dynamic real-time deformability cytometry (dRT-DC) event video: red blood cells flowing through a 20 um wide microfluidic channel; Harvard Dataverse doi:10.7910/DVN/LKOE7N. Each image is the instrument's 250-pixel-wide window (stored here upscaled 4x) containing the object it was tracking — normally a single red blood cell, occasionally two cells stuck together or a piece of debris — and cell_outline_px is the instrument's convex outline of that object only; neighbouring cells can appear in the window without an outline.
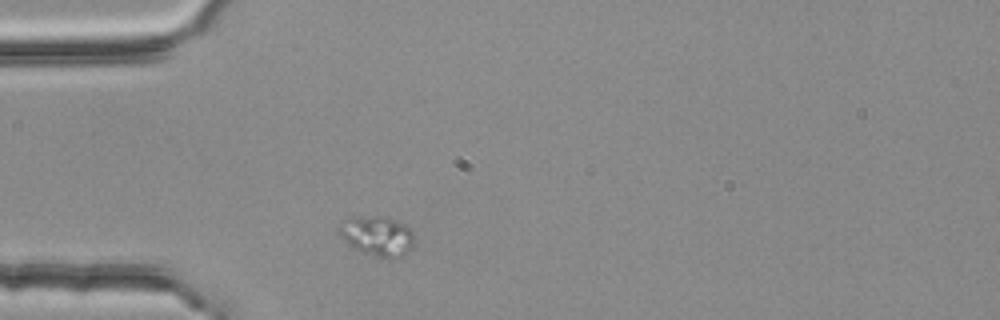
{"species": "common noctule bat (a hibernating species)", "species_latin": "Nyctalus noctula", "temperature_condition": "room temperature", "stored_images_in_passage": 2, "camera_frame_rate_fps": 3000, "um_per_image_px": 0.085, "animal": {"sex": "female", "body_mass_g": 25.1}, "frame": {"image": 1, "passage_image": 1, "time_ms": 0.0, "image_size_px": [1000, 320], "cell_outline_px": [[416, 240], [412, 248], [400, 260], [376, 256], [352, 248], [340, 236], [336, 228], [340, 220], [376, 216], [388, 216], [404, 224], [416, 236]], "centroid_in_image_um": [32.1, 20.08], "position_along_channel_um": 52.9, "area_um2": 17.92}}